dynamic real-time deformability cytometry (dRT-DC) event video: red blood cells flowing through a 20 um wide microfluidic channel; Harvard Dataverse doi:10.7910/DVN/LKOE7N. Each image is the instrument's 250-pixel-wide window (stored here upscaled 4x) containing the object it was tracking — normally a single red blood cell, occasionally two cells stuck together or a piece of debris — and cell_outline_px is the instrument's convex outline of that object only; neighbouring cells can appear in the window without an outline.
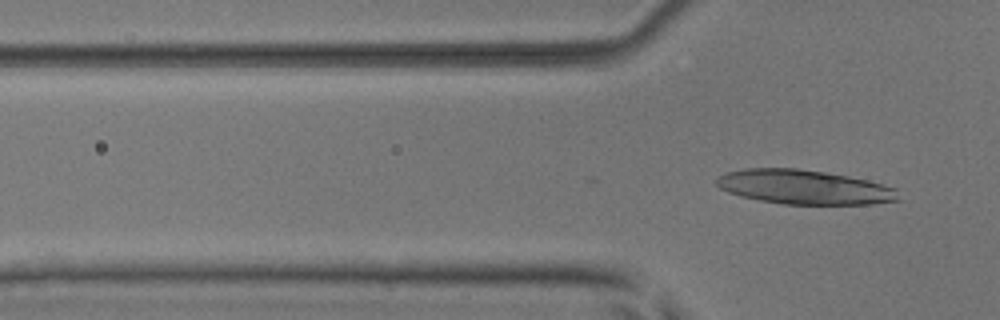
{"species": "common noctule bat (a hibernating species)", "species_latin": "Nyctalus noctula", "temperature_condition": "room temperature", "stored_images_in_passage": 4, "camera_frame_rate_fps": 3000, "um_per_image_px": 0.085, "animal": {"sex": "male", "body_mass_g": 17.9, "forearm_length_mm": 54.2}, "frame": {"image": 1, "passage_image": 4, "time_ms": 1.0, "image_size_px": [1000, 320], "cell_outline_px": [[900, 200], [872, 204], [780, 204], [740, 196], [728, 192], [720, 188], [716, 184], [716, 180], [724, 172], [744, 168], [796, 168], [824, 172], [848, 176], [868, 180], [896, 188]], "centroid_in_image_um": [68.34, 15.9], "position_along_channel_um": 57.5, "area_um2": 36.47}}